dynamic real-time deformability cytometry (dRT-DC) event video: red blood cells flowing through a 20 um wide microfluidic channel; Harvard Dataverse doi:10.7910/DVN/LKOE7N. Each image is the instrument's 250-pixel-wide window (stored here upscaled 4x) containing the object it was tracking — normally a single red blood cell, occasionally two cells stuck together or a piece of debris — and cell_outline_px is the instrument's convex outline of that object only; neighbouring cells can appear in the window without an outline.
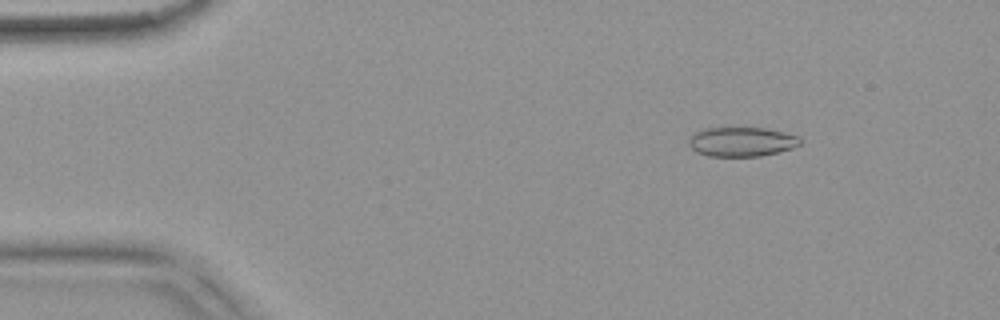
{"species": "common noctule bat (a hibernating species)", "species_latin": "Nyctalus noctula", "temperature_condition": "warm", "stored_images_in_passage": 53, "camera_frame_rate_fps": 3000, "um_per_image_px": 0.085, "animal": {"sex": "female", "body_mass_g": 18.4}, "frame": {"image": 1, "passage_image": 7, "time_ms": 2.0, "image_size_px": [1000, 320], "cell_outline_px": [[800, 144], [792, 148], [760, 156], [708, 156], [696, 152], [688, 144], [688, 136], [704, 128], [764, 128], [784, 132], [800, 136]], "centroid_in_image_um": [63.0, 12.04], "position_along_channel_um": 22.0, "area_um2": 19.07}}
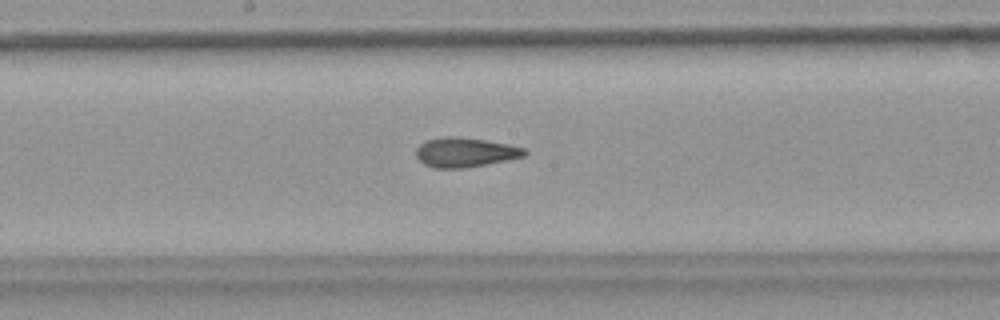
{"frame": {"image": 2, "passage_image": 28, "time_ms": 9.0, "image_size_px": [1000, 320], "cell_outline_px": [[528, 152], [524, 156], [508, 160], [464, 168], [432, 168], [424, 164], [416, 156], [416, 148], [424, 140], [444, 136], [448, 136], [484, 140], [508, 144], [528, 148]], "centroid_in_image_um": [39.54, 12.95], "position_along_channel_um": 208.7, "area_um2": 18.73}}
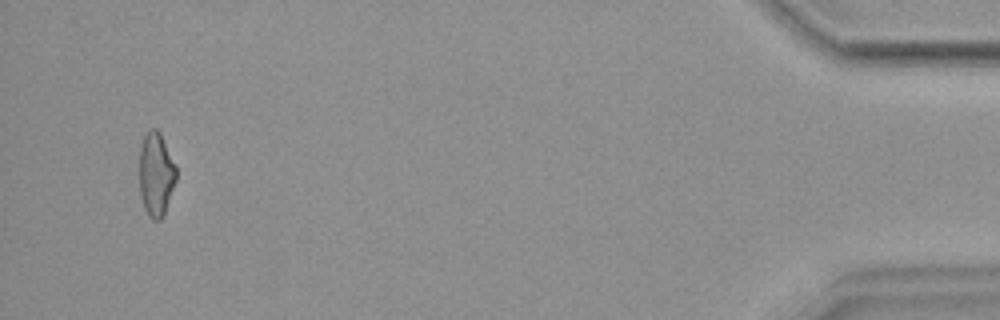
{"frame": {"image": 3, "passage_image": 51, "time_ms": 16.667, "image_size_px": [1000, 320], "cell_outline_px": [[176, 180], [164, 216], [160, 220], [152, 220], [148, 216], [144, 208], [140, 196], [140, 148], [144, 136], [152, 128], [156, 128], [160, 132], [176, 168]], "centroid_in_image_um": [13.26, 14.86], "position_along_channel_um": 421.9, "area_um2": 17.92}, "authors_computed_cell_mechanics": {"area_um2": 18.785, "velocity_mm_per_s": 3.819, "shape_relaxation_time_tau1_ms": null, "shape_relaxation_time_tau2_ms": 1.5476, "deformation_change_tau1": null, "deformation_change_tau2": 0.0904}}